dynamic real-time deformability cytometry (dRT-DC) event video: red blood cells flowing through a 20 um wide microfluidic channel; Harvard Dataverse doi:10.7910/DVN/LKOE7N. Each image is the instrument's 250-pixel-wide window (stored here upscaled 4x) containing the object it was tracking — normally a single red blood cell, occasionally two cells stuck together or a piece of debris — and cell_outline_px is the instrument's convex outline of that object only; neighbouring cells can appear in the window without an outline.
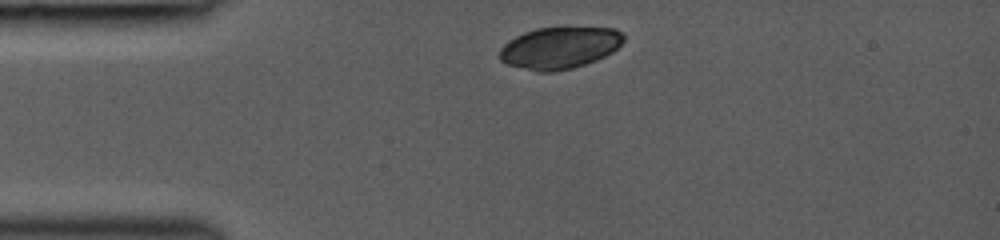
{"species": "common noctule bat (a hibernating species)", "species_latin": "Nyctalus noctula", "temperature_condition": "room temperature", "stored_images_in_passage": 16, "camera_frame_rate_fps": 3000, "um_per_image_px": 0.085, "animal": {"sex": "female", "body_mass_g": 19.0, "forearm_length_mm": 53.3}, "frame": {"image": 1, "passage_image": 1, "time_ms": 0.0, "image_size_px": [1000, 240], "cell_outline_px": [[624, 40], [612, 52], [596, 60], [572, 68], [552, 72], [536, 72], [508, 64], [500, 60], [500, 48], [508, 40], [524, 32], [536, 28], [612, 28], [620, 32], [624, 36]], "centroid_in_image_um": [47.53, 4.07], "position_along_channel_um": 37.5, "area_um2": 29.94}}
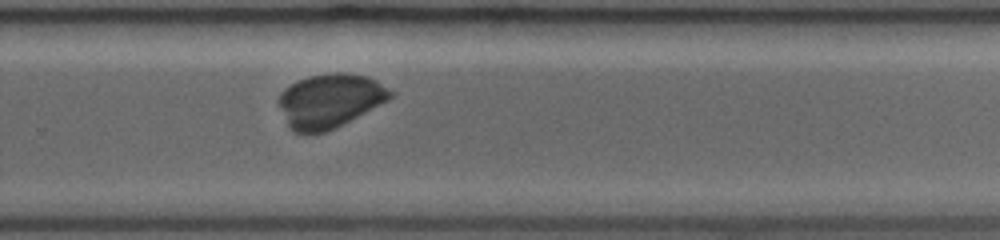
{"frame": {"image": 2, "passage_image": 16, "time_ms": 7.0, "image_size_px": [1000, 240], "cell_outline_px": [[396, 92], [388, 100], [336, 128], [324, 132], [292, 132], [288, 128], [280, 104], [280, 92], [284, 88], [296, 80], [308, 76], [336, 72], [348, 72], [368, 76], [376, 80]], "centroid_in_image_um": [28.06, 8.54], "position_along_channel_um": 301.7, "area_um2": 35.14}}